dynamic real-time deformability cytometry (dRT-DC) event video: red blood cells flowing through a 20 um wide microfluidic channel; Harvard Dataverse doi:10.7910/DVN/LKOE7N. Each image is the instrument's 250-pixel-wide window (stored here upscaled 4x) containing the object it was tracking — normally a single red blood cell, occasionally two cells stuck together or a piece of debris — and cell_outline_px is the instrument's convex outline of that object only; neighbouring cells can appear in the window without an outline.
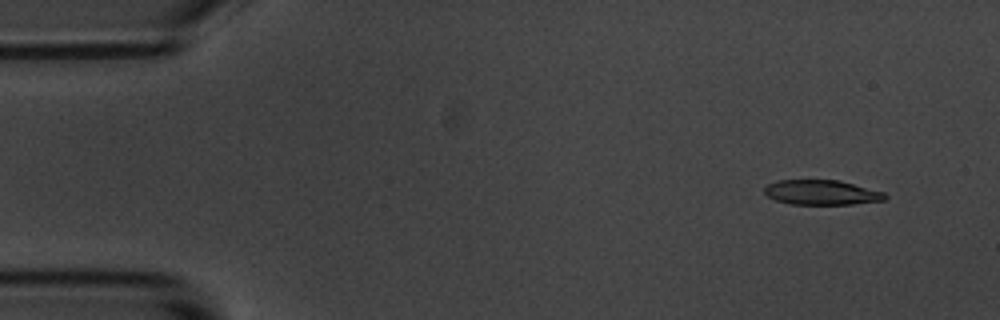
{"species": "common noctule bat (a hibernating species)", "species_latin": "Nyctalus noctula", "temperature_condition": "room temperature", "stored_images_in_passage": 4, "camera_frame_rate_fps": 3000, "um_per_image_px": 0.085, "animal": {"sex": "male", "body_mass_g": 20.1, "forearm_length_mm": 53.5}, "frame": {"image": 1, "passage_image": 1, "time_ms": 0.0, "image_size_px": [1000, 320], "cell_outline_px": [[888, 196], [884, 200], [852, 204], [788, 204], [776, 200], [768, 196], [764, 192], [764, 188], [768, 184], [776, 180], [840, 180], [884, 192]], "centroid_in_image_um": [69.83, 16.35], "position_along_channel_um": 15.2, "area_um2": 17.46}}
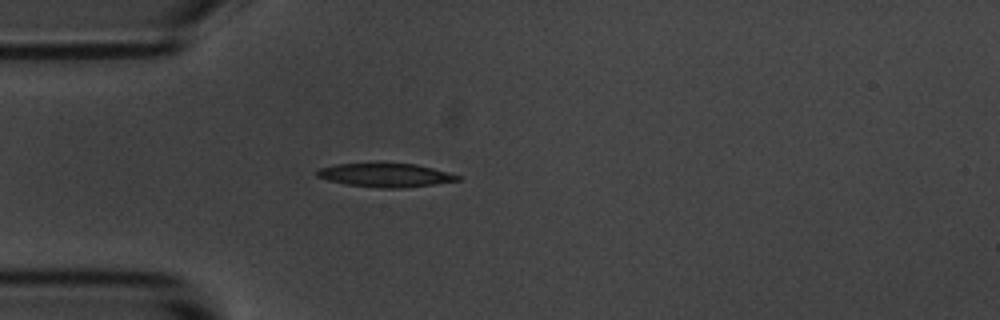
{"frame": {"image": 2, "passage_image": 4, "time_ms": 3.667, "image_size_px": [1000, 320], "cell_outline_px": [[464, 176], [460, 180], [436, 184], [404, 188], [380, 188], [344, 184], [328, 180], [316, 176], [316, 172], [320, 168], [336, 164], [416, 164]], "centroid_in_image_um": [32.81, 14.9], "position_along_channel_um": 52.2, "area_um2": 19.31}}